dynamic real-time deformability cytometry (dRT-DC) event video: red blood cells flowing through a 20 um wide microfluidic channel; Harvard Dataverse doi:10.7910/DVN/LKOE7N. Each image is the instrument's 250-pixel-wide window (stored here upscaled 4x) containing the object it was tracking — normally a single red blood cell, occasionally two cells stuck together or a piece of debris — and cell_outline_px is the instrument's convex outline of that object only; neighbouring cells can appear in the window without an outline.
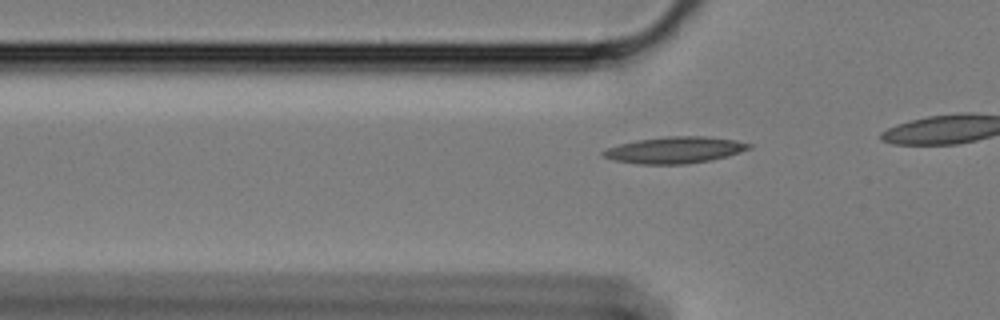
{"species": "Egyptian fruit bat (a non-hibernating species)", "species_latin": "Rousettus aegyptiacus", "temperature_condition": "cold", "stored_images_in_passage": 15, "camera_frame_rate_fps": 3000, "um_per_image_px": 0.085, "animal": {"sex": "female"}, "frame": {"image": 1, "passage_image": 9, "time_ms": 2.667, "image_size_px": [1000, 320], "cell_outline_px": [[752, 148], [728, 156], [712, 160], [688, 164], [640, 164], [612, 160], [600, 156], [600, 152], [608, 148], [620, 144], [636, 140], [668, 136], [704, 136], [736, 140], [752, 144]], "centroid_in_image_um": [57.35, 12.75], "position_along_channel_um": 68.4, "area_um2": 22.72}}
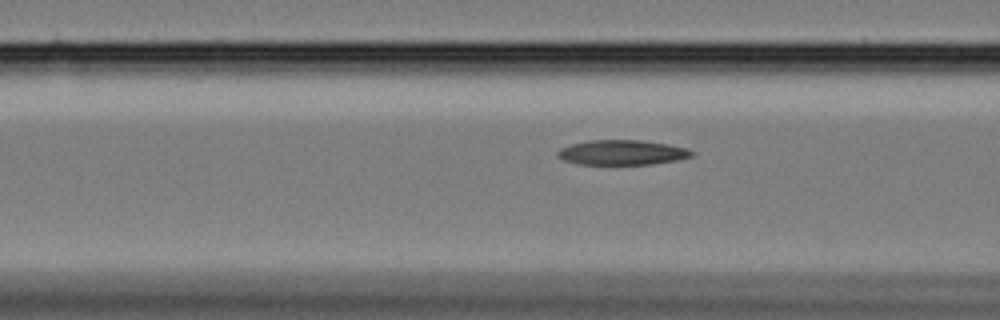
{"frame": {"image": 2, "passage_image": 13, "time_ms": 4.0, "image_size_px": [1000, 320], "cell_outline_px": [[696, 152], [692, 156], [676, 160], [652, 164], [580, 164], [564, 160], [556, 156], [556, 152], [560, 148], [572, 144], [588, 140], [640, 140], [668, 144], [688, 148]], "centroid_in_image_um": [52.89, 12.95], "position_along_channel_um": 113.7, "area_um2": 19.48}}